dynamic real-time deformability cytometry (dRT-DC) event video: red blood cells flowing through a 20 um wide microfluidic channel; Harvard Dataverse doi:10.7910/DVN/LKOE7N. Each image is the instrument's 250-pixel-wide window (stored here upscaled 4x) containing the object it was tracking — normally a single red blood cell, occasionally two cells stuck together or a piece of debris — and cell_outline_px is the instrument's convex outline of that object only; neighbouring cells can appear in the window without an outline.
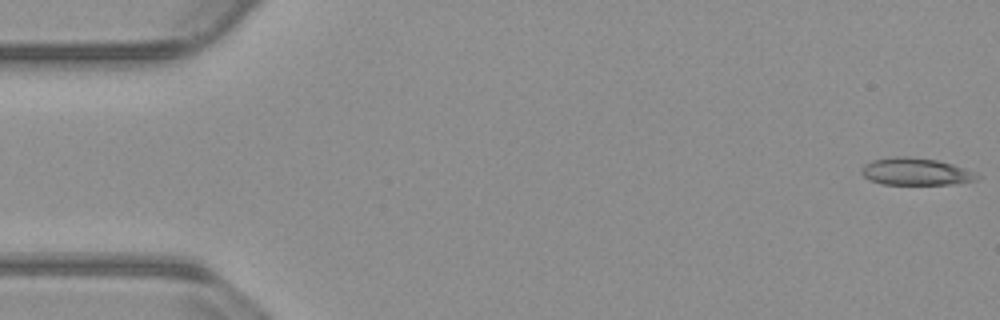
{"species": "common noctule bat (a hibernating species)", "species_latin": "Nyctalus noctula", "temperature_condition": "warm", "stored_images_in_passage": 54, "camera_frame_rate_fps": 3000, "um_per_image_px": 0.085, "animal": {"sex": "male", "body_mass_g": 23.1, "forearm_length_mm": 52.7}, "frame": {"image": 1, "passage_image": 1, "time_ms": 0.0, "image_size_px": [1000, 320], "cell_outline_px": [[980, 176], [976, 180], [952, 184], [880, 184], [868, 180], [860, 172], [864, 164], [872, 160], [888, 156], [908, 156], [936, 160], [952, 164], [964, 168]], "centroid_in_image_um": [77.76, 14.58], "position_along_channel_um": 7.2, "area_um2": 18.38}}
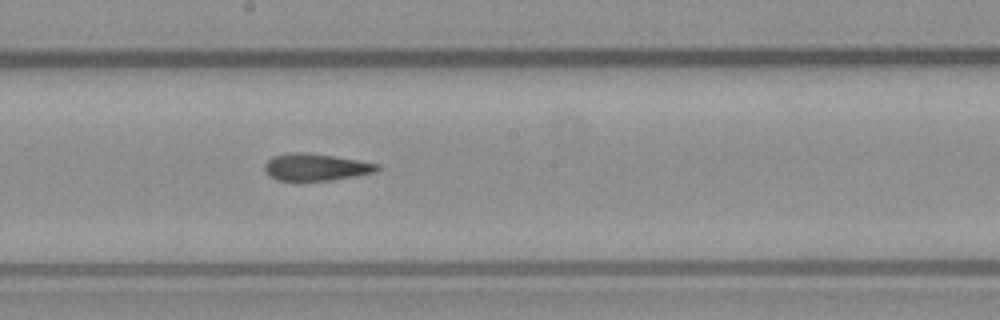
{"frame": {"image": 2, "passage_image": 29, "time_ms": 9.333, "image_size_px": [1000, 320], "cell_outline_px": [[380, 168], [376, 172], [332, 180], [300, 184], [276, 180], [268, 176], [264, 168], [264, 164], [272, 156], [288, 152], [308, 152], [380, 164]], "centroid_in_image_um": [26.76, 14.25], "position_along_channel_um": 221.4, "area_um2": 18.55}}
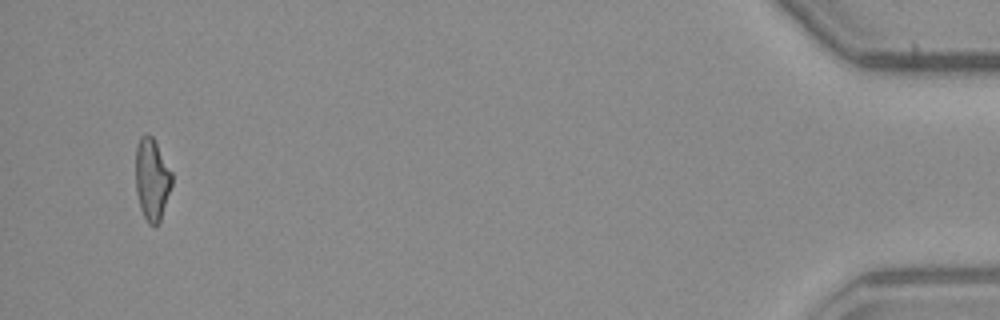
{"frame": {"image": 3, "passage_image": 52, "time_ms": 17.0, "image_size_px": [1000, 320], "cell_outline_px": [[172, 184], [160, 224], [156, 228], [148, 224], [140, 208], [136, 192], [136, 148], [140, 136], [144, 132], [148, 132], [152, 136], [172, 172]], "centroid_in_image_um": [12.92, 15.27], "position_along_channel_um": 422.3, "area_um2": 17.63}, "authors_computed_cell_mechanics": {"area_um2": 18.3226, "velocity_mm_per_s": 3.8109, "shape_relaxation_time_tau1_ms": null, "shape_relaxation_time_tau2_ms": 3.4195, "deformation_change_tau1": null, "deformation_change_tau2": 0.1146}}